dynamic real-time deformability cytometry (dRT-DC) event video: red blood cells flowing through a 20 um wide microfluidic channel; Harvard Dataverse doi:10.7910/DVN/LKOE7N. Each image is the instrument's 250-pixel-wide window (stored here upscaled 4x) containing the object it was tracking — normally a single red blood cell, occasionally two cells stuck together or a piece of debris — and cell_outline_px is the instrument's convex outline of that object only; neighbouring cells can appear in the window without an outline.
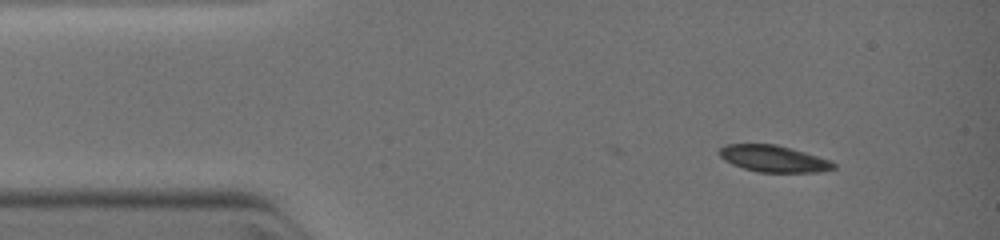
{"species": "common noctule bat (a hibernating species)", "species_latin": "Nyctalus noctula", "temperature_condition": "warm", "stored_images_in_passage": 6, "camera_frame_rate_fps": 3000, "um_per_image_px": 0.085, "animal": {"sex": "female", "body_mass_g": 19.0, "forearm_length_mm": 51.5}, "frame": {"image": 1, "passage_image": 6, "time_ms": 1.667, "image_size_px": [1000, 240], "cell_outline_px": [[836, 168], [820, 172], [760, 172], [744, 168], [732, 164], [724, 160], [720, 156], [720, 148], [728, 144], [776, 144], [804, 152], [828, 160], [836, 164]], "centroid_in_image_um": [65.75, 13.49], "position_along_channel_um": 19.2, "area_um2": 17.46}}